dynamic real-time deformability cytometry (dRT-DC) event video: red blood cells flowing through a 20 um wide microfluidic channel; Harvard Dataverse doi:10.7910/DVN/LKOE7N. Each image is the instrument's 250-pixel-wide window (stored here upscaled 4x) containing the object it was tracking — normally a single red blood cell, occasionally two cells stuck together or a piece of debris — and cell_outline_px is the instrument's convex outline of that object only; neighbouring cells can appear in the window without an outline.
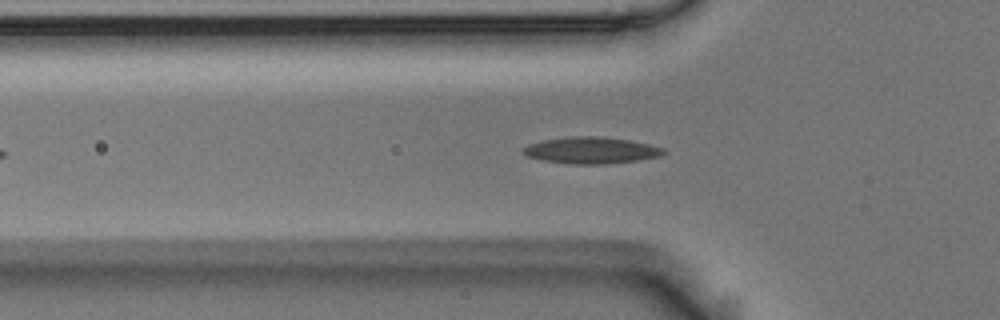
{"species": "Egyptian fruit bat (a non-hibernating species)", "species_latin": "Rousettus aegyptiacus", "temperature_condition": "room temperature", "stored_images_in_passage": 45, "camera_frame_rate_fps": 3000, "um_per_image_px": 0.085, "animal": {"sex": "male"}, "frame": {"image": 1, "passage_image": 12, "time_ms": 3.667, "image_size_px": [1000, 320], "cell_outline_px": [[668, 152], [664, 156], [640, 160], [604, 164], [572, 164], [544, 160], [528, 156], [520, 152], [520, 148], [528, 144], [544, 140], [572, 136], [600, 136], [628, 140], [648, 144], [664, 148]], "centroid_in_image_um": [50.28, 12.78], "position_along_channel_um": 75.5, "area_um2": 21.91}}
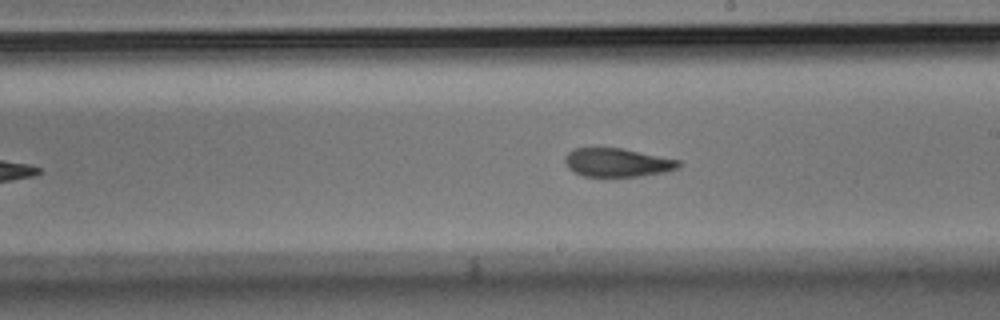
{"frame": {"image": 2, "passage_image": 25, "time_ms": 8.0, "image_size_px": [1000, 320], "cell_outline_px": [[684, 164], [680, 168], [664, 172], [640, 176], [584, 176], [572, 172], [568, 168], [564, 160], [564, 156], [568, 152], [576, 148], [620, 148], [680, 160]], "centroid_in_image_um": [52.48, 13.82], "position_along_channel_um": 236.5, "area_um2": 18.96}}
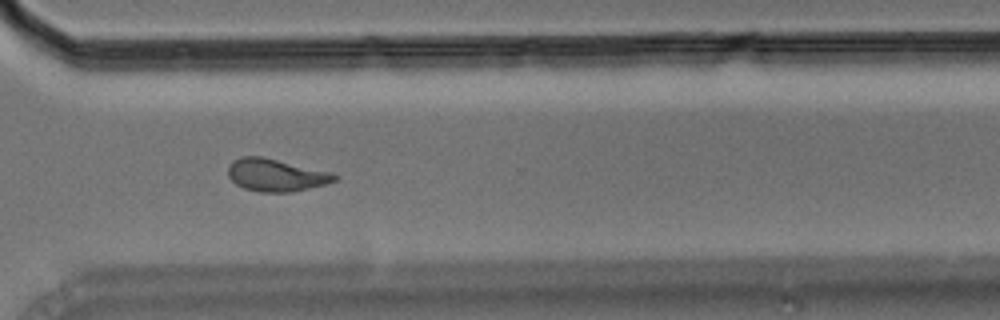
{"frame": {"image": 3, "passage_image": 34, "time_ms": 11.0, "image_size_px": [1000, 320], "cell_outline_px": [[340, 176], [336, 180], [328, 184], [292, 192], [260, 192], [244, 188], [236, 184], [228, 176], [228, 164], [232, 160], [240, 156], [260, 156], [332, 172]], "centroid_in_image_um": [23.46, 14.88], "position_along_channel_um": 347.1, "area_um2": 20.35}, "authors_computed_cell_mechanics": {"area_um2": 19.7676, "velocity_mm_per_s": 3.6902, "shape_relaxation_time_tau1_ms": 6.7806, "shape_relaxation_time_tau2_ms": 3.0807, "deformation_change_tau1": 0.1881, "deformation_change_tau2": 0.1087}}